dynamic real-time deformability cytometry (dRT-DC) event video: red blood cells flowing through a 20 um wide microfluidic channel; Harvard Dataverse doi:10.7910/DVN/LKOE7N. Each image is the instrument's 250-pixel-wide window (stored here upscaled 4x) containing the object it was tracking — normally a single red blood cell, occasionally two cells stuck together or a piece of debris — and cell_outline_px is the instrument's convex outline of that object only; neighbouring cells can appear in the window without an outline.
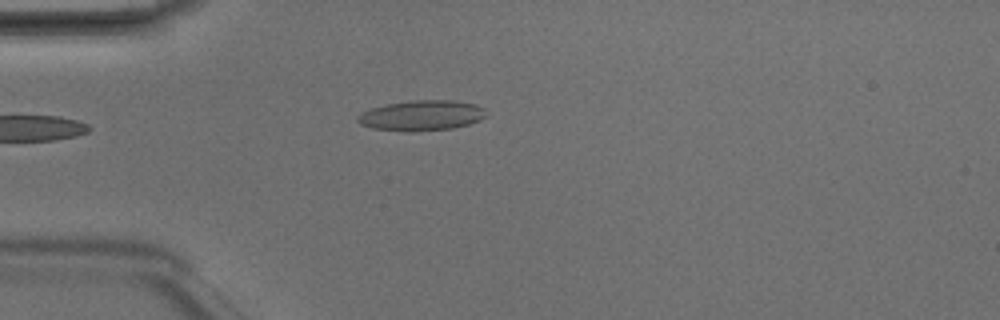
{"species": "Egyptian fruit bat (a non-hibernating species)", "species_latin": "Rousettus aegyptiacus", "temperature_condition": "room temperature", "stored_images_in_passage": 1, "camera_frame_rate_fps": 3000, "um_per_image_px": 0.085, "animal": {"sex": "male"}, "frame": {"image": 1, "passage_image": 1, "time_ms": 0.0, "image_size_px": [1000, 320], "cell_outline_px": [[484, 116], [480, 120], [468, 124], [452, 128], [408, 132], [372, 128], [360, 124], [356, 120], [356, 116], [360, 112], [372, 108], [388, 104], [408, 100], [456, 100], [476, 104], [484, 108]], "centroid_in_image_um": [35.8, 9.81], "position_along_channel_um": 49.2, "area_um2": 22.77}}